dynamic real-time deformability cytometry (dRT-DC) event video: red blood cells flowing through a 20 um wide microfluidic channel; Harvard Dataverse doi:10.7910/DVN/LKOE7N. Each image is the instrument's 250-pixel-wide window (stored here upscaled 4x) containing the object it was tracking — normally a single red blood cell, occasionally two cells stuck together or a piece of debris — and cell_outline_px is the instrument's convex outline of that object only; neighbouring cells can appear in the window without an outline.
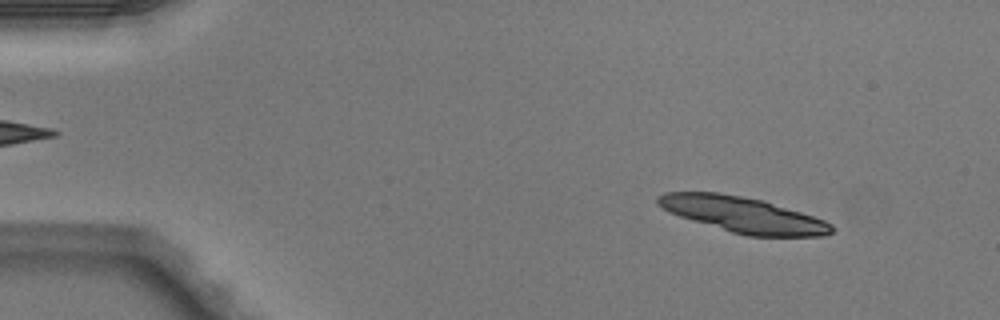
{"species": "Egyptian fruit bat (a non-hibernating species)", "species_latin": "Rousettus aegyptiacus", "temperature_condition": "warm", "stored_images_in_passage": 4, "camera_frame_rate_fps": 3000, "um_per_image_px": 0.085, "animal": {"sex": "male"}, "frame": {"image": 1, "passage_image": 1, "time_ms": 0.0, "image_size_px": [1000, 320], "cell_outline_px": [[836, 228], [832, 232], [824, 236], [748, 236], [732, 232], [692, 220], [668, 212], [656, 204], [656, 196], [664, 192], [716, 192], [764, 200], [824, 220], [832, 224]], "centroid_in_image_um": [63.13, 18.24], "position_along_channel_um": 21.9, "area_um2": 35.89}}